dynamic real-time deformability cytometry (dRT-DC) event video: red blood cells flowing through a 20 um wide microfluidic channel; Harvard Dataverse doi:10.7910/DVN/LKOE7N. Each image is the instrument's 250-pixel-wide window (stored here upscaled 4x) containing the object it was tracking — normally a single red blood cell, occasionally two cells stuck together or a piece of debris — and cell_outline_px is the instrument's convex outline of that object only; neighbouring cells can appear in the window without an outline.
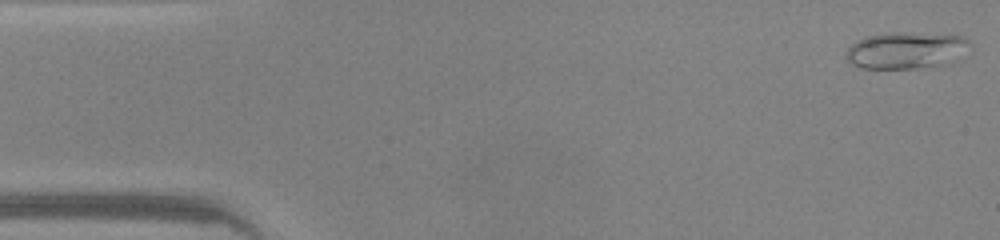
{"species": "common noctule bat (a hibernating species)", "species_latin": "Nyctalus noctula", "temperature_condition": "warm", "stored_images_in_passage": 9, "camera_frame_rate_fps": 3000, "um_per_image_px": 0.085, "animal": {"sex": "male", "body_mass_g": 20.0, "forearm_length_mm": 53.3}, "frame": {"image": 1, "passage_image": 1, "time_ms": 0.0, "image_size_px": [1000, 240], "cell_outline_px": [[972, 44], [944, 64], [916, 68], [860, 68], [852, 64], [848, 60], [848, 48], [856, 40], [864, 36], [888, 32], [900, 32], [964, 36]], "centroid_in_image_um": [76.94, 4.26], "position_along_channel_um": 8.1, "area_um2": 25.95}}